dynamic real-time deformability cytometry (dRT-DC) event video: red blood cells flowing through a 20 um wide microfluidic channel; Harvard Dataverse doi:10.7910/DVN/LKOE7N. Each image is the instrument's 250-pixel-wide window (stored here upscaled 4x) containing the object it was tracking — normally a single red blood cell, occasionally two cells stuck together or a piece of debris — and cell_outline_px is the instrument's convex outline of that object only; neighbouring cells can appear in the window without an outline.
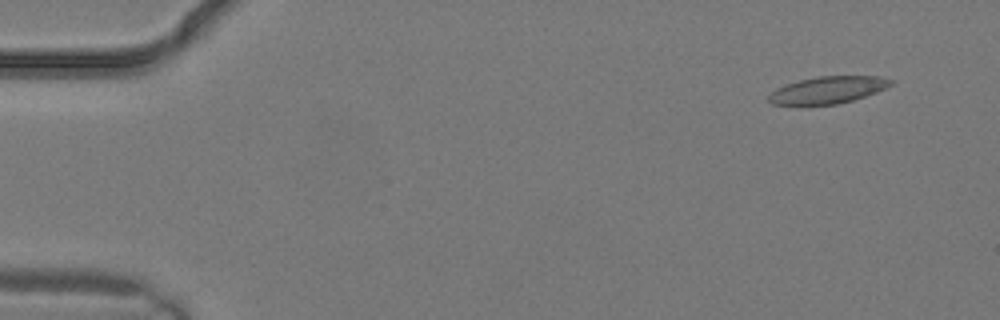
{"species": "common noctule bat (a hibernating species)", "species_latin": "Nyctalus noctula", "temperature_condition": "warm", "stored_images_in_passage": 2, "camera_frame_rate_fps": 3000, "um_per_image_px": 0.085, "animal": {"sex": "male", "body_mass_g": 19.2, "forearm_length_mm": 51.8}, "frame": {"image": 1, "passage_image": 1, "time_ms": 0.0, "image_size_px": [1000, 320], "cell_outline_px": [[892, 84], [876, 92], [852, 100], [836, 104], [772, 104], [768, 100], [768, 96], [776, 88], [800, 80], [820, 76], [876, 76], [892, 80]], "centroid_in_image_um": [70.36, 7.64], "position_along_channel_um": 14.6, "area_um2": 18.73}}